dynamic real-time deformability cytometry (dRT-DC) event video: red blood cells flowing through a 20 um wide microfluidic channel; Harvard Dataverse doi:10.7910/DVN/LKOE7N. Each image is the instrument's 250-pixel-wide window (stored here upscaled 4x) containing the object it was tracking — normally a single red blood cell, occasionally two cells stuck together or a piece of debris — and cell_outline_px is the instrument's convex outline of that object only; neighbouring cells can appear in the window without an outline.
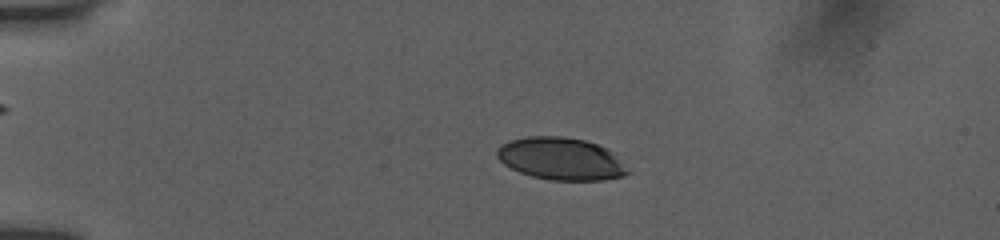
{"species": "human", "species_latin": "Homo sapiens", "temperature_condition": "room temperature", "stored_images_in_passage": 12, "camera_frame_rate_fps": 3000, "um_per_image_px": 0.085, "donor": {"sex": "female"}, "frame": {"image": 1, "passage_image": 7, "time_ms": 2.0, "image_size_px": [1000, 240], "cell_outline_px": [[632, 172], [624, 176], [604, 180], [552, 180], [532, 176], [520, 172], [504, 164], [496, 156], [496, 148], [500, 144], [508, 140], [528, 136], [564, 136], [584, 140], [608, 148], [616, 152]], "centroid_in_image_um": [47.73, 13.48], "position_along_channel_um": 37.3, "area_um2": 32.83}}
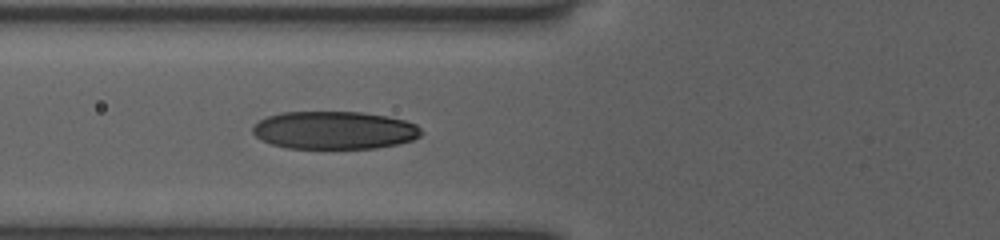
{"frame": {"image": 2, "passage_image": 12, "time_ms": 3.667, "image_size_px": [1000, 240], "cell_outline_px": [[424, 132], [420, 136], [412, 140], [396, 144], [376, 148], [288, 148], [272, 144], [260, 140], [252, 132], [252, 124], [268, 116], [280, 112], [360, 112], [388, 116], [404, 120], [416, 124]], "centroid_in_image_um": [28.4, 11.06], "position_along_channel_um": 97.4, "area_um2": 37.34}}